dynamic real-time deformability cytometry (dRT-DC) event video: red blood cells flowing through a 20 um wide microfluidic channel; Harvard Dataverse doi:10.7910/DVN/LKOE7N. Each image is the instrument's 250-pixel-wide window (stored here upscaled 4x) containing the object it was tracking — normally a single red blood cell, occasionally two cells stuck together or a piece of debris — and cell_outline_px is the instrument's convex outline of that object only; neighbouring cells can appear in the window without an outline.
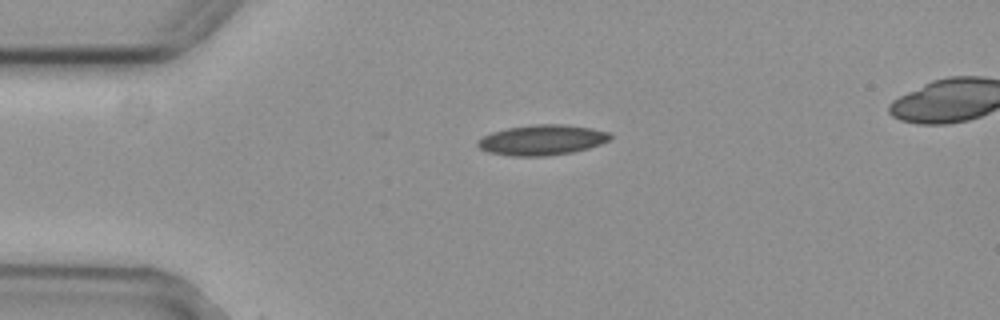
{"species": "common noctule bat (a hibernating species)", "species_latin": "Nyctalus noctula", "temperature_condition": "cold", "stored_images_in_passage": 37, "camera_frame_rate_fps": 3000, "um_per_image_px": 0.085, "animal": {"sex": "female", "body_mass_g": 29.2, "forearm_length_mm": 56.3}, "frame": {"image": 1, "passage_image": 1, "time_ms": 0.0, "image_size_px": [1000, 320], "cell_outline_px": [[612, 136], [608, 140], [600, 144], [588, 148], [572, 152], [548, 156], [512, 156], [488, 152], [480, 148], [476, 144], [484, 136], [492, 132], [508, 128], [536, 124], [564, 124], [592, 128], [608, 132]], "centroid_in_image_um": [46.08, 11.9], "position_along_channel_um": 38.9, "area_um2": 23.24}}
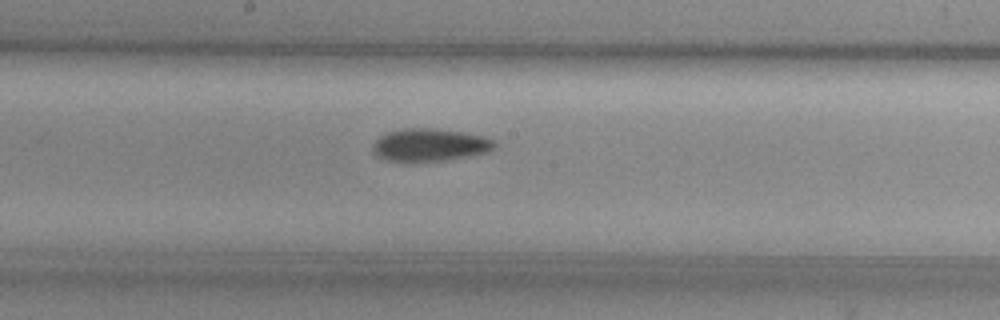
{"frame": {"image": 2, "passage_image": 17, "time_ms": 5.333, "image_size_px": [1000, 320], "cell_outline_px": [[496, 144], [488, 152], [452, 160], [412, 164], [408, 164], [388, 160], [376, 156], [372, 152], [372, 144], [380, 136], [388, 132], [404, 128], [436, 128], [464, 132], [480, 136], [492, 140]], "centroid_in_image_um": [36.47, 12.36], "position_along_channel_um": 211.7, "area_um2": 23.93}}
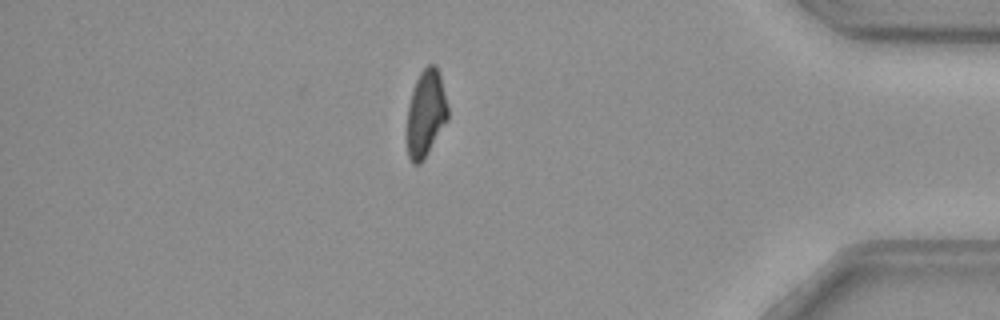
{"frame": {"image": 3, "passage_image": 35, "time_ms": 11.333, "image_size_px": [1000, 320], "cell_outline_px": [[448, 120], [420, 164], [412, 164], [408, 156], [408, 104], [416, 80], [420, 72], [428, 64], [436, 64], [440, 72], [448, 108]], "centroid_in_image_um": [36.21, 9.6], "position_along_channel_um": 399.0, "area_um2": 20.52}}